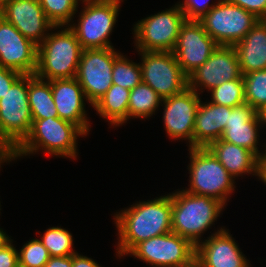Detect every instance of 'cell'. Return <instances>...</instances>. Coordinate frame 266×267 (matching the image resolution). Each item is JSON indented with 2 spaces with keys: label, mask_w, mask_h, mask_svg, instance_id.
Returning a JSON list of instances; mask_svg holds the SVG:
<instances>
[{
  "label": "cell",
  "mask_w": 266,
  "mask_h": 267,
  "mask_svg": "<svg viewBox=\"0 0 266 267\" xmlns=\"http://www.w3.org/2000/svg\"><path fill=\"white\" fill-rule=\"evenodd\" d=\"M128 254L152 267H193L196 247L177 233L170 232L141 241Z\"/></svg>",
  "instance_id": "cell-10"
},
{
  "label": "cell",
  "mask_w": 266,
  "mask_h": 267,
  "mask_svg": "<svg viewBox=\"0 0 266 267\" xmlns=\"http://www.w3.org/2000/svg\"><path fill=\"white\" fill-rule=\"evenodd\" d=\"M15 160V149L8 143L0 140V167L1 163Z\"/></svg>",
  "instance_id": "cell-37"
},
{
  "label": "cell",
  "mask_w": 266,
  "mask_h": 267,
  "mask_svg": "<svg viewBox=\"0 0 266 267\" xmlns=\"http://www.w3.org/2000/svg\"><path fill=\"white\" fill-rule=\"evenodd\" d=\"M242 75L266 69V24L259 20L250 32L234 45Z\"/></svg>",
  "instance_id": "cell-23"
},
{
  "label": "cell",
  "mask_w": 266,
  "mask_h": 267,
  "mask_svg": "<svg viewBox=\"0 0 266 267\" xmlns=\"http://www.w3.org/2000/svg\"><path fill=\"white\" fill-rule=\"evenodd\" d=\"M18 251L19 267H45L50 255L39 239L27 241Z\"/></svg>",
  "instance_id": "cell-32"
},
{
  "label": "cell",
  "mask_w": 266,
  "mask_h": 267,
  "mask_svg": "<svg viewBox=\"0 0 266 267\" xmlns=\"http://www.w3.org/2000/svg\"><path fill=\"white\" fill-rule=\"evenodd\" d=\"M211 103L236 107L245 103V84L243 78L225 81L221 85L210 90Z\"/></svg>",
  "instance_id": "cell-28"
},
{
  "label": "cell",
  "mask_w": 266,
  "mask_h": 267,
  "mask_svg": "<svg viewBox=\"0 0 266 267\" xmlns=\"http://www.w3.org/2000/svg\"><path fill=\"white\" fill-rule=\"evenodd\" d=\"M172 232L189 240L195 247L202 242L201 235L213 225L224 205L208 196L185 191L173 192Z\"/></svg>",
  "instance_id": "cell-2"
},
{
  "label": "cell",
  "mask_w": 266,
  "mask_h": 267,
  "mask_svg": "<svg viewBox=\"0 0 266 267\" xmlns=\"http://www.w3.org/2000/svg\"><path fill=\"white\" fill-rule=\"evenodd\" d=\"M185 21L184 13L177 4L139 20L133 29L137 51L172 52Z\"/></svg>",
  "instance_id": "cell-9"
},
{
  "label": "cell",
  "mask_w": 266,
  "mask_h": 267,
  "mask_svg": "<svg viewBox=\"0 0 266 267\" xmlns=\"http://www.w3.org/2000/svg\"><path fill=\"white\" fill-rule=\"evenodd\" d=\"M115 48L83 49L76 79L92 106L112 86L114 60L120 55Z\"/></svg>",
  "instance_id": "cell-12"
},
{
  "label": "cell",
  "mask_w": 266,
  "mask_h": 267,
  "mask_svg": "<svg viewBox=\"0 0 266 267\" xmlns=\"http://www.w3.org/2000/svg\"><path fill=\"white\" fill-rule=\"evenodd\" d=\"M10 240V237L0 228V248Z\"/></svg>",
  "instance_id": "cell-41"
},
{
  "label": "cell",
  "mask_w": 266,
  "mask_h": 267,
  "mask_svg": "<svg viewBox=\"0 0 266 267\" xmlns=\"http://www.w3.org/2000/svg\"><path fill=\"white\" fill-rule=\"evenodd\" d=\"M201 102L195 117L193 147H207L211 142L219 140L232 110L229 106Z\"/></svg>",
  "instance_id": "cell-21"
},
{
  "label": "cell",
  "mask_w": 266,
  "mask_h": 267,
  "mask_svg": "<svg viewBox=\"0 0 266 267\" xmlns=\"http://www.w3.org/2000/svg\"><path fill=\"white\" fill-rule=\"evenodd\" d=\"M217 4L209 5L208 0H184L177 3L179 9L184 13L186 20H200L207 12H209Z\"/></svg>",
  "instance_id": "cell-33"
},
{
  "label": "cell",
  "mask_w": 266,
  "mask_h": 267,
  "mask_svg": "<svg viewBox=\"0 0 266 267\" xmlns=\"http://www.w3.org/2000/svg\"><path fill=\"white\" fill-rule=\"evenodd\" d=\"M199 97V93L188 87L182 93L162 100L167 135L174 140L187 139L189 148H193L195 117L201 101Z\"/></svg>",
  "instance_id": "cell-16"
},
{
  "label": "cell",
  "mask_w": 266,
  "mask_h": 267,
  "mask_svg": "<svg viewBox=\"0 0 266 267\" xmlns=\"http://www.w3.org/2000/svg\"><path fill=\"white\" fill-rule=\"evenodd\" d=\"M188 193L204 195L226 205L228 195L234 191V179L207 147L189 148Z\"/></svg>",
  "instance_id": "cell-5"
},
{
  "label": "cell",
  "mask_w": 266,
  "mask_h": 267,
  "mask_svg": "<svg viewBox=\"0 0 266 267\" xmlns=\"http://www.w3.org/2000/svg\"><path fill=\"white\" fill-rule=\"evenodd\" d=\"M228 1L252 13L259 20H263L266 17V0H228Z\"/></svg>",
  "instance_id": "cell-34"
},
{
  "label": "cell",
  "mask_w": 266,
  "mask_h": 267,
  "mask_svg": "<svg viewBox=\"0 0 266 267\" xmlns=\"http://www.w3.org/2000/svg\"><path fill=\"white\" fill-rule=\"evenodd\" d=\"M207 148L233 178L251 173L260 179L261 160L253 152L221 139L211 142Z\"/></svg>",
  "instance_id": "cell-22"
},
{
  "label": "cell",
  "mask_w": 266,
  "mask_h": 267,
  "mask_svg": "<svg viewBox=\"0 0 266 267\" xmlns=\"http://www.w3.org/2000/svg\"><path fill=\"white\" fill-rule=\"evenodd\" d=\"M264 125L261 115L248 103L233 107L221 136V140L233 143L253 152L260 160L266 154L258 150L259 128Z\"/></svg>",
  "instance_id": "cell-19"
},
{
  "label": "cell",
  "mask_w": 266,
  "mask_h": 267,
  "mask_svg": "<svg viewBox=\"0 0 266 267\" xmlns=\"http://www.w3.org/2000/svg\"><path fill=\"white\" fill-rule=\"evenodd\" d=\"M45 267H72V255L50 257Z\"/></svg>",
  "instance_id": "cell-39"
},
{
  "label": "cell",
  "mask_w": 266,
  "mask_h": 267,
  "mask_svg": "<svg viewBox=\"0 0 266 267\" xmlns=\"http://www.w3.org/2000/svg\"><path fill=\"white\" fill-rule=\"evenodd\" d=\"M12 239L0 248V267H18V250L13 246Z\"/></svg>",
  "instance_id": "cell-35"
},
{
  "label": "cell",
  "mask_w": 266,
  "mask_h": 267,
  "mask_svg": "<svg viewBox=\"0 0 266 267\" xmlns=\"http://www.w3.org/2000/svg\"><path fill=\"white\" fill-rule=\"evenodd\" d=\"M67 27L57 33H48L37 46V67L34 75L38 78L47 81L76 78L83 49L74 32Z\"/></svg>",
  "instance_id": "cell-3"
},
{
  "label": "cell",
  "mask_w": 266,
  "mask_h": 267,
  "mask_svg": "<svg viewBox=\"0 0 266 267\" xmlns=\"http://www.w3.org/2000/svg\"><path fill=\"white\" fill-rule=\"evenodd\" d=\"M138 52L142 56V82L148 84L162 99L180 94L188 88V77L172 52Z\"/></svg>",
  "instance_id": "cell-11"
},
{
  "label": "cell",
  "mask_w": 266,
  "mask_h": 267,
  "mask_svg": "<svg viewBox=\"0 0 266 267\" xmlns=\"http://www.w3.org/2000/svg\"><path fill=\"white\" fill-rule=\"evenodd\" d=\"M44 14L54 26L70 25L77 12L78 1L81 0H38Z\"/></svg>",
  "instance_id": "cell-29"
},
{
  "label": "cell",
  "mask_w": 266,
  "mask_h": 267,
  "mask_svg": "<svg viewBox=\"0 0 266 267\" xmlns=\"http://www.w3.org/2000/svg\"><path fill=\"white\" fill-rule=\"evenodd\" d=\"M72 267H100V265L93 259L76 253L72 255Z\"/></svg>",
  "instance_id": "cell-38"
},
{
  "label": "cell",
  "mask_w": 266,
  "mask_h": 267,
  "mask_svg": "<svg viewBox=\"0 0 266 267\" xmlns=\"http://www.w3.org/2000/svg\"><path fill=\"white\" fill-rule=\"evenodd\" d=\"M0 16L37 46L48 36L49 30L61 28L48 20L38 0H10L0 8Z\"/></svg>",
  "instance_id": "cell-15"
},
{
  "label": "cell",
  "mask_w": 266,
  "mask_h": 267,
  "mask_svg": "<svg viewBox=\"0 0 266 267\" xmlns=\"http://www.w3.org/2000/svg\"><path fill=\"white\" fill-rule=\"evenodd\" d=\"M118 229L117 256H125L141 241L172 232L171 195L142 201L114 215Z\"/></svg>",
  "instance_id": "cell-1"
},
{
  "label": "cell",
  "mask_w": 266,
  "mask_h": 267,
  "mask_svg": "<svg viewBox=\"0 0 266 267\" xmlns=\"http://www.w3.org/2000/svg\"><path fill=\"white\" fill-rule=\"evenodd\" d=\"M197 267H249V260L242 254L228 230L221 228L196 246Z\"/></svg>",
  "instance_id": "cell-18"
},
{
  "label": "cell",
  "mask_w": 266,
  "mask_h": 267,
  "mask_svg": "<svg viewBox=\"0 0 266 267\" xmlns=\"http://www.w3.org/2000/svg\"><path fill=\"white\" fill-rule=\"evenodd\" d=\"M23 74L0 66V99Z\"/></svg>",
  "instance_id": "cell-36"
},
{
  "label": "cell",
  "mask_w": 266,
  "mask_h": 267,
  "mask_svg": "<svg viewBox=\"0 0 266 267\" xmlns=\"http://www.w3.org/2000/svg\"><path fill=\"white\" fill-rule=\"evenodd\" d=\"M237 78H243V75L234 46L219 45L209 59L188 77V87L197 93L204 88L210 91Z\"/></svg>",
  "instance_id": "cell-14"
},
{
  "label": "cell",
  "mask_w": 266,
  "mask_h": 267,
  "mask_svg": "<svg viewBox=\"0 0 266 267\" xmlns=\"http://www.w3.org/2000/svg\"><path fill=\"white\" fill-rule=\"evenodd\" d=\"M243 79L245 102L260 113L266 107V69L244 74Z\"/></svg>",
  "instance_id": "cell-27"
},
{
  "label": "cell",
  "mask_w": 266,
  "mask_h": 267,
  "mask_svg": "<svg viewBox=\"0 0 266 267\" xmlns=\"http://www.w3.org/2000/svg\"><path fill=\"white\" fill-rule=\"evenodd\" d=\"M260 179L266 185V154H265L264 158L261 160V177H260Z\"/></svg>",
  "instance_id": "cell-40"
},
{
  "label": "cell",
  "mask_w": 266,
  "mask_h": 267,
  "mask_svg": "<svg viewBox=\"0 0 266 267\" xmlns=\"http://www.w3.org/2000/svg\"><path fill=\"white\" fill-rule=\"evenodd\" d=\"M10 0H0V8L7 2H9Z\"/></svg>",
  "instance_id": "cell-43"
},
{
  "label": "cell",
  "mask_w": 266,
  "mask_h": 267,
  "mask_svg": "<svg viewBox=\"0 0 266 267\" xmlns=\"http://www.w3.org/2000/svg\"><path fill=\"white\" fill-rule=\"evenodd\" d=\"M58 117L77 125L86 135L90 123L85 111V93L76 78L50 80Z\"/></svg>",
  "instance_id": "cell-20"
},
{
  "label": "cell",
  "mask_w": 266,
  "mask_h": 267,
  "mask_svg": "<svg viewBox=\"0 0 266 267\" xmlns=\"http://www.w3.org/2000/svg\"><path fill=\"white\" fill-rule=\"evenodd\" d=\"M198 21L218 45L234 46L250 32L259 19L228 0H218L217 5Z\"/></svg>",
  "instance_id": "cell-8"
},
{
  "label": "cell",
  "mask_w": 266,
  "mask_h": 267,
  "mask_svg": "<svg viewBox=\"0 0 266 267\" xmlns=\"http://www.w3.org/2000/svg\"><path fill=\"white\" fill-rule=\"evenodd\" d=\"M130 61L123 54L114 60L112 83L132 90L142 82V75L140 64Z\"/></svg>",
  "instance_id": "cell-31"
},
{
  "label": "cell",
  "mask_w": 266,
  "mask_h": 267,
  "mask_svg": "<svg viewBox=\"0 0 266 267\" xmlns=\"http://www.w3.org/2000/svg\"><path fill=\"white\" fill-rule=\"evenodd\" d=\"M32 123L28 75H22L0 99V140L16 149L29 135Z\"/></svg>",
  "instance_id": "cell-7"
},
{
  "label": "cell",
  "mask_w": 266,
  "mask_h": 267,
  "mask_svg": "<svg viewBox=\"0 0 266 267\" xmlns=\"http://www.w3.org/2000/svg\"><path fill=\"white\" fill-rule=\"evenodd\" d=\"M28 101L32 119L58 117L50 81L28 75Z\"/></svg>",
  "instance_id": "cell-25"
},
{
  "label": "cell",
  "mask_w": 266,
  "mask_h": 267,
  "mask_svg": "<svg viewBox=\"0 0 266 267\" xmlns=\"http://www.w3.org/2000/svg\"><path fill=\"white\" fill-rule=\"evenodd\" d=\"M29 135L15 149V158L34 154L39 149L54 156L77 157V137L86 134L75 124L59 117L32 119Z\"/></svg>",
  "instance_id": "cell-4"
},
{
  "label": "cell",
  "mask_w": 266,
  "mask_h": 267,
  "mask_svg": "<svg viewBox=\"0 0 266 267\" xmlns=\"http://www.w3.org/2000/svg\"><path fill=\"white\" fill-rule=\"evenodd\" d=\"M261 120L266 124V107L260 112Z\"/></svg>",
  "instance_id": "cell-42"
},
{
  "label": "cell",
  "mask_w": 266,
  "mask_h": 267,
  "mask_svg": "<svg viewBox=\"0 0 266 267\" xmlns=\"http://www.w3.org/2000/svg\"><path fill=\"white\" fill-rule=\"evenodd\" d=\"M218 46L199 21L186 20L180 27L172 53L183 73L189 77L209 59Z\"/></svg>",
  "instance_id": "cell-13"
},
{
  "label": "cell",
  "mask_w": 266,
  "mask_h": 267,
  "mask_svg": "<svg viewBox=\"0 0 266 267\" xmlns=\"http://www.w3.org/2000/svg\"><path fill=\"white\" fill-rule=\"evenodd\" d=\"M120 1L82 0L78 24L69 25L82 49L113 48L108 39L116 24Z\"/></svg>",
  "instance_id": "cell-6"
},
{
  "label": "cell",
  "mask_w": 266,
  "mask_h": 267,
  "mask_svg": "<svg viewBox=\"0 0 266 267\" xmlns=\"http://www.w3.org/2000/svg\"><path fill=\"white\" fill-rule=\"evenodd\" d=\"M162 100L161 96L148 84L141 82L130 92L128 119L131 117L143 119L152 116L162 104Z\"/></svg>",
  "instance_id": "cell-26"
},
{
  "label": "cell",
  "mask_w": 266,
  "mask_h": 267,
  "mask_svg": "<svg viewBox=\"0 0 266 267\" xmlns=\"http://www.w3.org/2000/svg\"><path fill=\"white\" fill-rule=\"evenodd\" d=\"M0 66L23 75H34L37 45L25 38L10 22L0 16Z\"/></svg>",
  "instance_id": "cell-17"
},
{
  "label": "cell",
  "mask_w": 266,
  "mask_h": 267,
  "mask_svg": "<svg viewBox=\"0 0 266 267\" xmlns=\"http://www.w3.org/2000/svg\"><path fill=\"white\" fill-rule=\"evenodd\" d=\"M42 244L46 247L50 257L70 256L76 254L73 248L72 234L61 227L48 228L41 239Z\"/></svg>",
  "instance_id": "cell-30"
},
{
  "label": "cell",
  "mask_w": 266,
  "mask_h": 267,
  "mask_svg": "<svg viewBox=\"0 0 266 267\" xmlns=\"http://www.w3.org/2000/svg\"><path fill=\"white\" fill-rule=\"evenodd\" d=\"M131 90L112 84L107 92L92 106L101 118L119 126L128 121V105Z\"/></svg>",
  "instance_id": "cell-24"
}]
</instances>
